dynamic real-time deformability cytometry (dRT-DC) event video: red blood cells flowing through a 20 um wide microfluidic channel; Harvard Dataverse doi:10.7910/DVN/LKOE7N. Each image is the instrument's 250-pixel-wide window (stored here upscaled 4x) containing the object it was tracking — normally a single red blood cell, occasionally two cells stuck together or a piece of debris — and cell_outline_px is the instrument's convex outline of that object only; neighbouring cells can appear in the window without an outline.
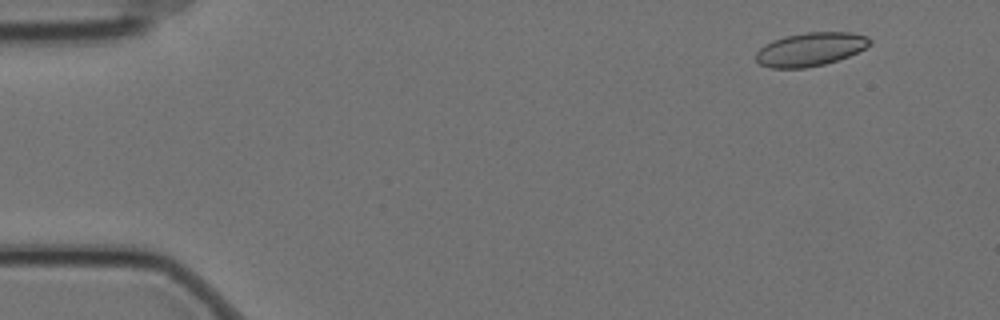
{"species": "Egyptian fruit bat (a non-hibernating species)", "species_latin": "Rousettus aegyptiacus", "temperature_condition": "cold", "stored_images_in_passage": 7, "camera_frame_rate_fps": 3000, "um_per_image_px": 0.085, "animal": {"sex": "female"}, "frame": {"image": 1, "passage_image": 2, "time_ms": 0.333, "image_size_px": [1000, 320], "cell_outline_px": [[872, 44], [848, 56], [824, 64], [804, 68], [772, 68], [760, 64], [756, 60], [756, 52], [764, 44], [772, 40], [784, 36], [808, 32], [852, 32], [864, 36], [872, 40]], "centroid_in_image_um": [68.86, 4.18], "position_along_channel_um": 16.1, "area_um2": 22.14}}
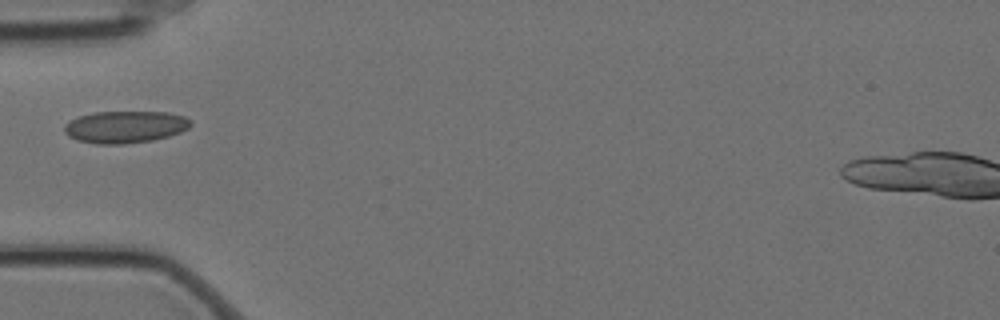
{"frame": {"image": 2, "passage_image": 6, "time_ms": 1.667, "image_size_px": [1000, 320], "cell_outline_px": [[192, 124], [188, 128], [180, 132], [168, 136], [152, 140], [124, 144], [96, 144], [76, 140], [68, 136], [64, 132], [64, 124], [80, 116], [92, 112], [168, 112], [184, 116], [192, 120]], "centroid_in_image_um": [10.64, 10.79], "position_along_channel_um": 74.4, "area_um2": 23.7}}
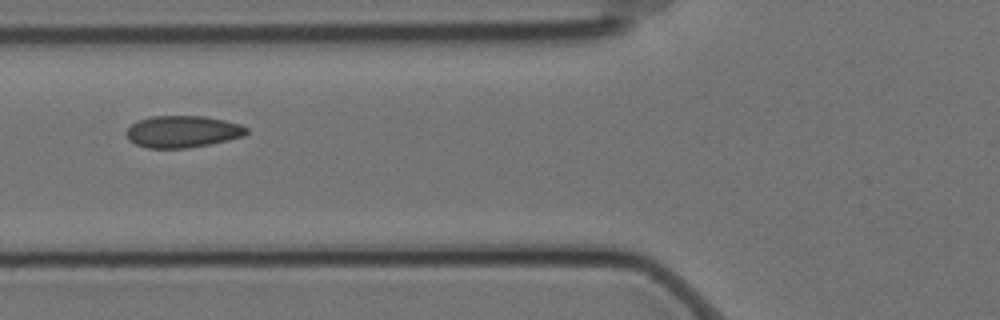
{"frame": {"image": 3, "passage_image": 7, "time_ms": 2.0, "image_size_px": [1000, 320], "cell_outline_px": [[248, 132], [244, 136], [228, 140], [188, 148], [148, 148], [136, 144], [128, 140], [124, 132], [136, 120], [148, 116], [204, 116], [224, 120], [240, 124], [248, 128]], "centroid_in_image_um": [15.49, 11.18], "position_along_channel_um": 110.3, "area_um2": 22.48}}